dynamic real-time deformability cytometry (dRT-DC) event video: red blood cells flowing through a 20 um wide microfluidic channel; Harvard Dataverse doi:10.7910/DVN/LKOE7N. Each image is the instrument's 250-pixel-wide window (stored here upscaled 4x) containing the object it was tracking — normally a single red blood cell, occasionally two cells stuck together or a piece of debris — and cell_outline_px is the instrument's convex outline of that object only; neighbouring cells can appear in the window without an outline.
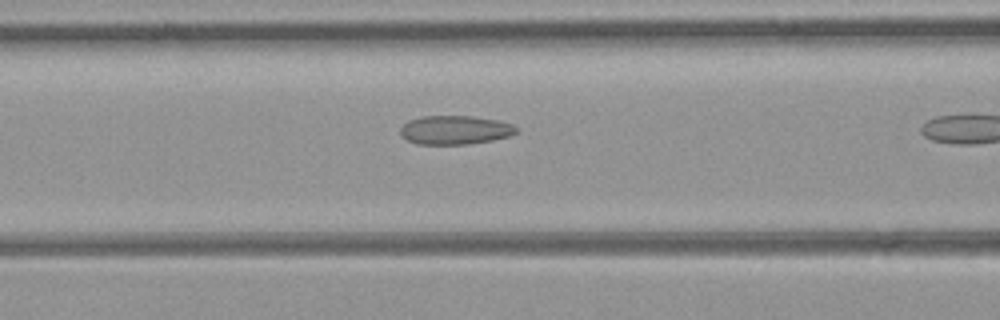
{"species": "common noctule bat (a hibernating species)", "species_latin": "Nyctalus noctula", "temperature_condition": "room temperature", "stored_images_in_passage": 9, "camera_frame_rate_fps": 3000, "um_per_image_px": 0.085, "animal": {"sex": "female", "body_mass_g": 21.9}, "frame": {"image": 1, "passage_image": 8, "time_ms": 2.333, "image_size_px": [1000, 320], "cell_outline_px": [[516, 132], [508, 136], [492, 140], [468, 144], [416, 144], [408, 140], [400, 132], [400, 128], [408, 120], [420, 116], [472, 116], [496, 120], [512, 124], [516, 128]], "centroid_in_image_um": [38.64, 11.04], "position_along_channel_um": 128.0, "area_um2": 19.31}}